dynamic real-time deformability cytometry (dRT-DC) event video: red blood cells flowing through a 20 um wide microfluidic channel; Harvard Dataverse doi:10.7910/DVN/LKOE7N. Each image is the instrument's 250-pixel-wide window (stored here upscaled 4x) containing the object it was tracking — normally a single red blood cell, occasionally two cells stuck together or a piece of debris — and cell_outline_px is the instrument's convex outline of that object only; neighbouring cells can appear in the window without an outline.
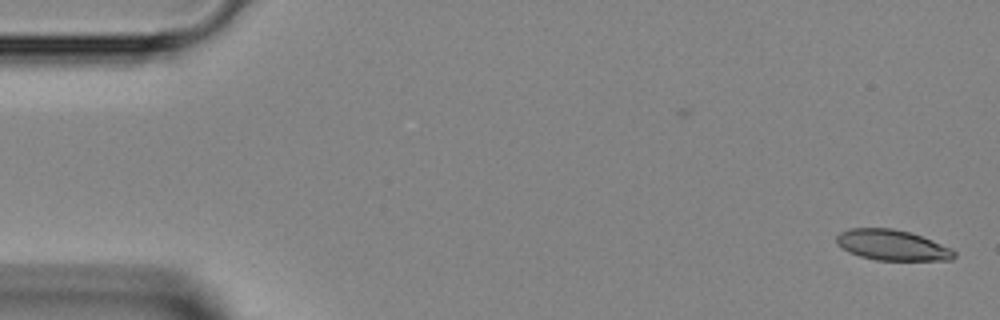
{"species": "Egyptian fruit bat (a non-hibernating species)", "species_latin": "Rousettus aegyptiacus", "temperature_condition": "room temperature", "stored_images_in_passage": 13, "camera_frame_rate_fps": 3000, "um_per_image_px": 0.085, "animal": {"sex": "female"}, "frame": {"image": 1, "passage_image": 1, "time_ms": 0.0, "image_size_px": [1000, 320], "cell_outline_px": [[956, 256], [952, 260], [876, 260], [860, 256], [848, 252], [836, 244], [836, 236], [840, 232], [848, 228], [892, 228], [912, 232], [952, 248], [956, 252]], "centroid_in_image_um": [75.84, 20.83], "position_along_channel_um": 9.2, "area_um2": 21.21}}